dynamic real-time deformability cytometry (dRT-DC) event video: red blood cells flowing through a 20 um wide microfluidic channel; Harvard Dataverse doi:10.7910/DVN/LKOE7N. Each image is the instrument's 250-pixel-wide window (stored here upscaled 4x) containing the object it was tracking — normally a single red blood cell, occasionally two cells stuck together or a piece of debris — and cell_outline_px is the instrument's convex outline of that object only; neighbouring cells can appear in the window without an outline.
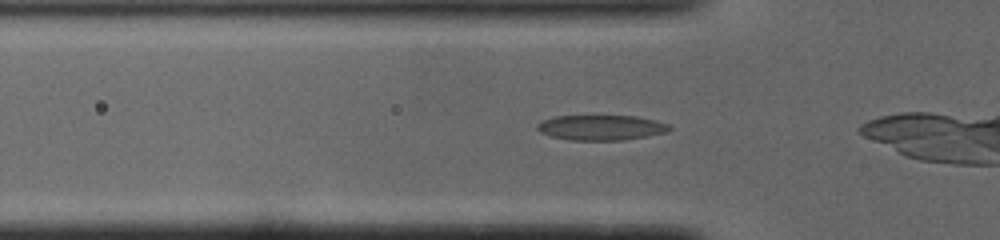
{"species": "common noctule bat (a hibernating species)", "species_latin": "Nyctalus noctula", "temperature_condition": "cold", "stored_images_in_passage": 9, "camera_frame_rate_fps": 3000, "um_per_image_px": 0.085, "animal": {"sex": "male", "body_mass_g": 19.0, "forearm_length_mm": 50.8}, "frame": {"image": 1, "passage_image": 4, "time_ms": 1.0, "image_size_px": [1000, 240], "cell_outline_px": [[672, 128], [668, 132], [624, 140], [568, 140], [552, 136], [540, 132], [536, 128], [536, 124], [552, 116], [636, 116], [656, 120], [668, 124]], "centroid_in_image_um": [51.1, 10.84], "position_along_channel_um": 74.7, "area_um2": 19.42}}
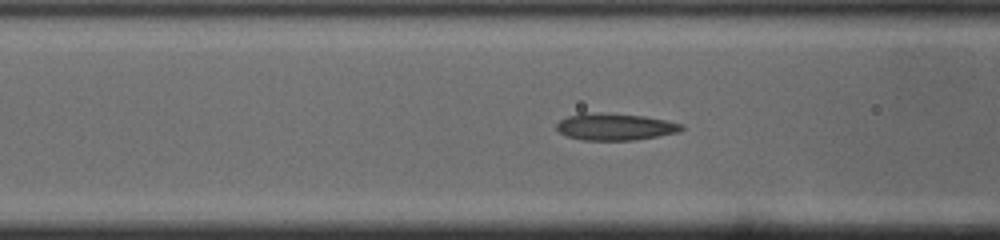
{"frame": {"image": 2, "passage_image": 7, "time_ms": 2.0, "image_size_px": [1000, 240], "cell_outline_px": [[684, 128], [680, 132], [636, 140], [584, 140], [568, 136], [560, 132], [556, 128], [556, 124], [560, 120], [568, 116], [580, 112], [600, 112], [644, 116], [684, 124]], "centroid_in_image_um": [52.28, 10.76], "position_along_channel_um": 114.3, "area_um2": 19.71}}